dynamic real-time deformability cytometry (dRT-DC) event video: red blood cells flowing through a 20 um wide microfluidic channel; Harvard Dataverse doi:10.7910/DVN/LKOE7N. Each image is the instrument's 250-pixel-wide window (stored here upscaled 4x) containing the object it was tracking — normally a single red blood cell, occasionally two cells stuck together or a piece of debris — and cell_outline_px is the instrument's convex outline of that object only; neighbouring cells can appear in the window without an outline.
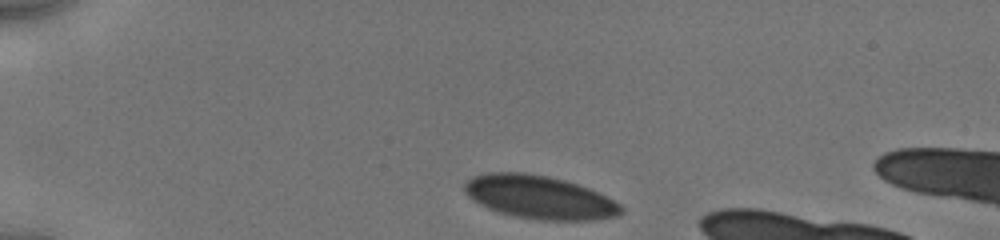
{"species": "human", "species_latin": "Homo sapiens", "temperature_condition": "cold", "stored_images_in_passage": 5, "camera_frame_rate_fps": 3000, "um_per_image_px": 0.085, "donor": {"sex": "male"}, "frame": {"image": 1, "passage_image": 1, "time_ms": 0.0, "image_size_px": [1000, 240], "cell_outline_px": [[624, 212], [616, 216], [596, 220], [544, 220], [516, 216], [500, 212], [488, 208], [480, 204], [468, 196], [464, 192], [464, 184], [472, 176], [488, 172], [520, 172], [548, 176], [564, 180], [588, 188], [620, 204], [624, 208]], "centroid_in_image_um": [45.84, 16.76], "position_along_channel_um": 39.2, "area_um2": 39.19}}